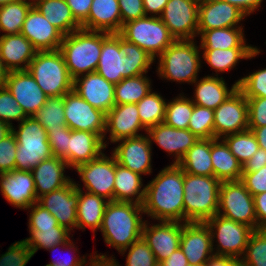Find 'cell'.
<instances>
[{
	"mask_svg": "<svg viewBox=\"0 0 266 266\" xmlns=\"http://www.w3.org/2000/svg\"><path fill=\"white\" fill-rule=\"evenodd\" d=\"M122 26L128 21L145 17L143 0H118Z\"/></svg>",
	"mask_w": 266,
	"mask_h": 266,
	"instance_id": "cell-57",
	"label": "cell"
},
{
	"mask_svg": "<svg viewBox=\"0 0 266 266\" xmlns=\"http://www.w3.org/2000/svg\"><path fill=\"white\" fill-rule=\"evenodd\" d=\"M12 133L17 140L15 170L31 171L53 156L46 129L33 116L22 120L18 130L13 126Z\"/></svg>",
	"mask_w": 266,
	"mask_h": 266,
	"instance_id": "cell-8",
	"label": "cell"
},
{
	"mask_svg": "<svg viewBox=\"0 0 266 266\" xmlns=\"http://www.w3.org/2000/svg\"><path fill=\"white\" fill-rule=\"evenodd\" d=\"M106 156L104 152L96 159L81 164L76 172L81 177L87 192L96 194L108 201H113L116 158Z\"/></svg>",
	"mask_w": 266,
	"mask_h": 266,
	"instance_id": "cell-14",
	"label": "cell"
},
{
	"mask_svg": "<svg viewBox=\"0 0 266 266\" xmlns=\"http://www.w3.org/2000/svg\"><path fill=\"white\" fill-rule=\"evenodd\" d=\"M168 1L169 0H143L145 15L148 16V13H150L153 17H156V15L160 17Z\"/></svg>",
	"mask_w": 266,
	"mask_h": 266,
	"instance_id": "cell-63",
	"label": "cell"
},
{
	"mask_svg": "<svg viewBox=\"0 0 266 266\" xmlns=\"http://www.w3.org/2000/svg\"><path fill=\"white\" fill-rule=\"evenodd\" d=\"M211 144L212 138L198 139L188 149L178 165L188 174L213 176Z\"/></svg>",
	"mask_w": 266,
	"mask_h": 266,
	"instance_id": "cell-36",
	"label": "cell"
},
{
	"mask_svg": "<svg viewBox=\"0 0 266 266\" xmlns=\"http://www.w3.org/2000/svg\"><path fill=\"white\" fill-rule=\"evenodd\" d=\"M78 188V205H77V225L78 229L90 228L94 234L96 229H100L104 211L108 200L96 194L85 192L81 189L80 184H76Z\"/></svg>",
	"mask_w": 266,
	"mask_h": 266,
	"instance_id": "cell-32",
	"label": "cell"
},
{
	"mask_svg": "<svg viewBox=\"0 0 266 266\" xmlns=\"http://www.w3.org/2000/svg\"><path fill=\"white\" fill-rule=\"evenodd\" d=\"M73 90L94 108L106 114L115 106V84L108 82L97 72L74 79Z\"/></svg>",
	"mask_w": 266,
	"mask_h": 266,
	"instance_id": "cell-22",
	"label": "cell"
},
{
	"mask_svg": "<svg viewBox=\"0 0 266 266\" xmlns=\"http://www.w3.org/2000/svg\"><path fill=\"white\" fill-rule=\"evenodd\" d=\"M150 80L146 75L142 74L124 78L118 84H115V105L137 104L152 90Z\"/></svg>",
	"mask_w": 266,
	"mask_h": 266,
	"instance_id": "cell-39",
	"label": "cell"
},
{
	"mask_svg": "<svg viewBox=\"0 0 266 266\" xmlns=\"http://www.w3.org/2000/svg\"><path fill=\"white\" fill-rule=\"evenodd\" d=\"M154 266H162L160 263H156Z\"/></svg>",
	"mask_w": 266,
	"mask_h": 266,
	"instance_id": "cell-74",
	"label": "cell"
},
{
	"mask_svg": "<svg viewBox=\"0 0 266 266\" xmlns=\"http://www.w3.org/2000/svg\"><path fill=\"white\" fill-rule=\"evenodd\" d=\"M248 129V102L237 90L214 110V138H223Z\"/></svg>",
	"mask_w": 266,
	"mask_h": 266,
	"instance_id": "cell-15",
	"label": "cell"
},
{
	"mask_svg": "<svg viewBox=\"0 0 266 266\" xmlns=\"http://www.w3.org/2000/svg\"><path fill=\"white\" fill-rule=\"evenodd\" d=\"M241 259L248 266H266V230L254 231Z\"/></svg>",
	"mask_w": 266,
	"mask_h": 266,
	"instance_id": "cell-47",
	"label": "cell"
},
{
	"mask_svg": "<svg viewBox=\"0 0 266 266\" xmlns=\"http://www.w3.org/2000/svg\"><path fill=\"white\" fill-rule=\"evenodd\" d=\"M19 0H0V6L7 5L9 3L17 2Z\"/></svg>",
	"mask_w": 266,
	"mask_h": 266,
	"instance_id": "cell-71",
	"label": "cell"
},
{
	"mask_svg": "<svg viewBox=\"0 0 266 266\" xmlns=\"http://www.w3.org/2000/svg\"><path fill=\"white\" fill-rule=\"evenodd\" d=\"M119 35L156 60L175 38L160 17L145 16L123 24Z\"/></svg>",
	"mask_w": 266,
	"mask_h": 266,
	"instance_id": "cell-9",
	"label": "cell"
},
{
	"mask_svg": "<svg viewBox=\"0 0 266 266\" xmlns=\"http://www.w3.org/2000/svg\"><path fill=\"white\" fill-rule=\"evenodd\" d=\"M243 27H227L204 31L200 49L257 48L247 45Z\"/></svg>",
	"mask_w": 266,
	"mask_h": 266,
	"instance_id": "cell-38",
	"label": "cell"
},
{
	"mask_svg": "<svg viewBox=\"0 0 266 266\" xmlns=\"http://www.w3.org/2000/svg\"><path fill=\"white\" fill-rule=\"evenodd\" d=\"M188 129L199 139L214 138V110L194 104Z\"/></svg>",
	"mask_w": 266,
	"mask_h": 266,
	"instance_id": "cell-46",
	"label": "cell"
},
{
	"mask_svg": "<svg viewBox=\"0 0 266 266\" xmlns=\"http://www.w3.org/2000/svg\"><path fill=\"white\" fill-rule=\"evenodd\" d=\"M64 114L66 125L71 130L93 132L103 141L106 139V113L94 108L74 90L64 95Z\"/></svg>",
	"mask_w": 266,
	"mask_h": 266,
	"instance_id": "cell-12",
	"label": "cell"
},
{
	"mask_svg": "<svg viewBox=\"0 0 266 266\" xmlns=\"http://www.w3.org/2000/svg\"><path fill=\"white\" fill-rule=\"evenodd\" d=\"M146 134L151 142H156L165 152L174 155L175 165L199 139L189 129H176L164 122L149 128Z\"/></svg>",
	"mask_w": 266,
	"mask_h": 266,
	"instance_id": "cell-26",
	"label": "cell"
},
{
	"mask_svg": "<svg viewBox=\"0 0 266 266\" xmlns=\"http://www.w3.org/2000/svg\"><path fill=\"white\" fill-rule=\"evenodd\" d=\"M17 140L11 132L0 142V174L15 170Z\"/></svg>",
	"mask_w": 266,
	"mask_h": 266,
	"instance_id": "cell-53",
	"label": "cell"
},
{
	"mask_svg": "<svg viewBox=\"0 0 266 266\" xmlns=\"http://www.w3.org/2000/svg\"><path fill=\"white\" fill-rule=\"evenodd\" d=\"M102 47V32L80 28L63 37L59 50L71 78L96 72Z\"/></svg>",
	"mask_w": 266,
	"mask_h": 266,
	"instance_id": "cell-4",
	"label": "cell"
},
{
	"mask_svg": "<svg viewBox=\"0 0 266 266\" xmlns=\"http://www.w3.org/2000/svg\"><path fill=\"white\" fill-rule=\"evenodd\" d=\"M194 103L180 94L166 103L164 123L176 129H188Z\"/></svg>",
	"mask_w": 266,
	"mask_h": 266,
	"instance_id": "cell-45",
	"label": "cell"
},
{
	"mask_svg": "<svg viewBox=\"0 0 266 266\" xmlns=\"http://www.w3.org/2000/svg\"><path fill=\"white\" fill-rule=\"evenodd\" d=\"M142 183L140 174L119 165L116 161L113 201L132 202L143 205L145 200V187H143Z\"/></svg>",
	"mask_w": 266,
	"mask_h": 266,
	"instance_id": "cell-34",
	"label": "cell"
},
{
	"mask_svg": "<svg viewBox=\"0 0 266 266\" xmlns=\"http://www.w3.org/2000/svg\"><path fill=\"white\" fill-rule=\"evenodd\" d=\"M75 244L72 242V240H69L66 244H56L54 245L52 248L50 249H47L50 251H54L55 249H58L59 246H63V248L67 249L68 248L70 249L69 252L71 250L77 252V247L74 246ZM53 253V252H52ZM71 256V255H70ZM87 263V260H86V256L84 257H79V258H74V257H70V258H60V259H55V260H52L49 264H46L48 266H89V265H86Z\"/></svg>",
	"mask_w": 266,
	"mask_h": 266,
	"instance_id": "cell-58",
	"label": "cell"
},
{
	"mask_svg": "<svg viewBox=\"0 0 266 266\" xmlns=\"http://www.w3.org/2000/svg\"><path fill=\"white\" fill-rule=\"evenodd\" d=\"M266 166V150L259 148L258 151L243 165V172H255Z\"/></svg>",
	"mask_w": 266,
	"mask_h": 266,
	"instance_id": "cell-61",
	"label": "cell"
},
{
	"mask_svg": "<svg viewBox=\"0 0 266 266\" xmlns=\"http://www.w3.org/2000/svg\"><path fill=\"white\" fill-rule=\"evenodd\" d=\"M231 5L236 6L242 12H244L247 16L251 13H254L256 9L261 6V2L263 0H222Z\"/></svg>",
	"mask_w": 266,
	"mask_h": 266,
	"instance_id": "cell-62",
	"label": "cell"
},
{
	"mask_svg": "<svg viewBox=\"0 0 266 266\" xmlns=\"http://www.w3.org/2000/svg\"><path fill=\"white\" fill-rule=\"evenodd\" d=\"M81 27L86 30L119 34L122 19L118 0H93L87 20Z\"/></svg>",
	"mask_w": 266,
	"mask_h": 266,
	"instance_id": "cell-30",
	"label": "cell"
},
{
	"mask_svg": "<svg viewBox=\"0 0 266 266\" xmlns=\"http://www.w3.org/2000/svg\"><path fill=\"white\" fill-rule=\"evenodd\" d=\"M147 129L142 125L136 104L127 103L115 105L106 114V129L105 136L109 132L111 143L118 140L140 136L139 130Z\"/></svg>",
	"mask_w": 266,
	"mask_h": 266,
	"instance_id": "cell-25",
	"label": "cell"
},
{
	"mask_svg": "<svg viewBox=\"0 0 266 266\" xmlns=\"http://www.w3.org/2000/svg\"><path fill=\"white\" fill-rule=\"evenodd\" d=\"M141 213V214H140ZM143 205L132 202L109 201L106 205L100 231L107 245L120 253L142 237L145 223L141 217Z\"/></svg>",
	"mask_w": 266,
	"mask_h": 266,
	"instance_id": "cell-3",
	"label": "cell"
},
{
	"mask_svg": "<svg viewBox=\"0 0 266 266\" xmlns=\"http://www.w3.org/2000/svg\"><path fill=\"white\" fill-rule=\"evenodd\" d=\"M255 135L259 148L266 150V126L260 128H248Z\"/></svg>",
	"mask_w": 266,
	"mask_h": 266,
	"instance_id": "cell-67",
	"label": "cell"
},
{
	"mask_svg": "<svg viewBox=\"0 0 266 266\" xmlns=\"http://www.w3.org/2000/svg\"><path fill=\"white\" fill-rule=\"evenodd\" d=\"M0 190L11 205L20 209L28 210L31 205L38 202L31 171L13 170L0 174Z\"/></svg>",
	"mask_w": 266,
	"mask_h": 266,
	"instance_id": "cell-24",
	"label": "cell"
},
{
	"mask_svg": "<svg viewBox=\"0 0 266 266\" xmlns=\"http://www.w3.org/2000/svg\"><path fill=\"white\" fill-rule=\"evenodd\" d=\"M90 263L89 266H120L118 264V262L116 261V259H114L115 257H107V255L105 254H97L96 255H90ZM93 256V257H92Z\"/></svg>",
	"mask_w": 266,
	"mask_h": 266,
	"instance_id": "cell-65",
	"label": "cell"
},
{
	"mask_svg": "<svg viewBox=\"0 0 266 266\" xmlns=\"http://www.w3.org/2000/svg\"><path fill=\"white\" fill-rule=\"evenodd\" d=\"M246 98L266 97V68L236 81Z\"/></svg>",
	"mask_w": 266,
	"mask_h": 266,
	"instance_id": "cell-49",
	"label": "cell"
},
{
	"mask_svg": "<svg viewBox=\"0 0 266 266\" xmlns=\"http://www.w3.org/2000/svg\"><path fill=\"white\" fill-rule=\"evenodd\" d=\"M152 56L122 38L119 34L102 32V47L96 72L108 82L118 84L124 78L146 74Z\"/></svg>",
	"mask_w": 266,
	"mask_h": 266,
	"instance_id": "cell-1",
	"label": "cell"
},
{
	"mask_svg": "<svg viewBox=\"0 0 266 266\" xmlns=\"http://www.w3.org/2000/svg\"><path fill=\"white\" fill-rule=\"evenodd\" d=\"M166 103L160 94L151 90L136 104L140 121L147 130L164 122Z\"/></svg>",
	"mask_w": 266,
	"mask_h": 266,
	"instance_id": "cell-42",
	"label": "cell"
},
{
	"mask_svg": "<svg viewBox=\"0 0 266 266\" xmlns=\"http://www.w3.org/2000/svg\"><path fill=\"white\" fill-rule=\"evenodd\" d=\"M193 84L196 85V88L194 89V98H190L192 102L212 110H215L238 88L236 82L229 89L222 77L209 75L203 77V79L195 80Z\"/></svg>",
	"mask_w": 266,
	"mask_h": 266,
	"instance_id": "cell-31",
	"label": "cell"
},
{
	"mask_svg": "<svg viewBox=\"0 0 266 266\" xmlns=\"http://www.w3.org/2000/svg\"><path fill=\"white\" fill-rule=\"evenodd\" d=\"M188 266H205V265H191V264H189Z\"/></svg>",
	"mask_w": 266,
	"mask_h": 266,
	"instance_id": "cell-73",
	"label": "cell"
},
{
	"mask_svg": "<svg viewBox=\"0 0 266 266\" xmlns=\"http://www.w3.org/2000/svg\"><path fill=\"white\" fill-rule=\"evenodd\" d=\"M184 171L179 165L164 167L145 186L144 214L155 220L184 223Z\"/></svg>",
	"mask_w": 266,
	"mask_h": 266,
	"instance_id": "cell-2",
	"label": "cell"
},
{
	"mask_svg": "<svg viewBox=\"0 0 266 266\" xmlns=\"http://www.w3.org/2000/svg\"><path fill=\"white\" fill-rule=\"evenodd\" d=\"M221 181L184 172V223H204L218 212Z\"/></svg>",
	"mask_w": 266,
	"mask_h": 266,
	"instance_id": "cell-5",
	"label": "cell"
},
{
	"mask_svg": "<svg viewBox=\"0 0 266 266\" xmlns=\"http://www.w3.org/2000/svg\"><path fill=\"white\" fill-rule=\"evenodd\" d=\"M162 266H188L189 263L180 247L175 250L167 259L160 262Z\"/></svg>",
	"mask_w": 266,
	"mask_h": 266,
	"instance_id": "cell-64",
	"label": "cell"
},
{
	"mask_svg": "<svg viewBox=\"0 0 266 266\" xmlns=\"http://www.w3.org/2000/svg\"><path fill=\"white\" fill-rule=\"evenodd\" d=\"M0 266H26L33 253L24 240L13 243L0 255Z\"/></svg>",
	"mask_w": 266,
	"mask_h": 266,
	"instance_id": "cell-51",
	"label": "cell"
},
{
	"mask_svg": "<svg viewBox=\"0 0 266 266\" xmlns=\"http://www.w3.org/2000/svg\"><path fill=\"white\" fill-rule=\"evenodd\" d=\"M38 203L54 215L58 224L71 232L77 225L78 188L75 181L41 196Z\"/></svg>",
	"mask_w": 266,
	"mask_h": 266,
	"instance_id": "cell-18",
	"label": "cell"
},
{
	"mask_svg": "<svg viewBox=\"0 0 266 266\" xmlns=\"http://www.w3.org/2000/svg\"><path fill=\"white\" fill-rule=\"evenodd\" d=\"M117 142L120 144L114 148L112 154L119 165L140 175L152 173V142L148 135L125 138L115 143Z\"/></svg>",
	"mask_w": 266,
	"mask_h": 266,
	"instance_id": "cell-17",
	"label": "cell"
},
{
	"mask_svg": "<svg viewBox=\"0 0 266 266\" xmlns=\"http://www.w3.org/2000/svg\"><path fill=\"white\" fill-rule=\"evenodd\" d=\"M9 70L6 68L4 62L0 59V88L5 86Z\"/></svg>",
	"mask_w": 266,
	"mask_h": 266,
	"instance_id": "cell-68",
	"label": "cell"
},
{
	"mask_svg": "<svg viewBox=\"0 0 266 266\" xmlns=\"http://www.w3.org/2000/svg\"><path fill=\"white\" fill-rule=\"evenodd\" d=\"M5 86L28 117H32L46 103L48 96L28 70L9 72Z\"/></svg>",
	"mask_w": 266,
	"mask_h": 266,
	"instance_id": "cell-19",
	"label": "cell"
},
{
	"mask_svg": "<svg viewBox=\"0 0 266 266\" xmlns=\"http://www.w3.org/2000/svg\"><path fill=\"white\" fill-rule=\"evenodd\" d=\"M107 143L96 133L71 130L68 148V167L76 169L79 165L98 158Z\"/></svg>",
	"mask_w": 266,
	"mask_h": 266,
	"instance_id": "cell-28",
	"label": "cell"
},
{
	"mask_svg": "<svg viewBox=\"0 0 266 266\" xmlns=\"http://www.w3.org/2000/svg\"><path fill=\"white\" fill-rule=\"evenodd\" d=\"M200 0H169L160 19L175 40H192L198 36Z\"/></svg>",
	"mask_w": 266,
	"mask_h": 266,
	"instance_id": "cell-13",
	"label": "cell"
},
{
	"mask_svg": "<svg viewBox=\"0 0 266 266\" xmlns=\"http://www.w3.org/2000/svg\"><path fill=\"white\" fill-rule=\"evenodd\" d=\"M70 7L75 20L82 25L90 12L93 0H65Z\"/></svg>",
	"mask_w": 266,
	"mask_h": 266,
	"instance_id": "cell-59",
	"label": "cell"
},
{
	"mask_svg": "<svg viewBox=\"0 0 266 266\" xmlns=\"http://www.w3.org/2000/svg\"><path fill=\"white\" fill-rule=\"evenodd\" d=\"M28 116L25 114L22 107L19 106L11 92L6 86L0 88V121L8 124L11 128L12 120L20 123Z\"/></svg>",
	"mask_w": 266,
	"mask_h": 266,
	"instance_id": "cell-48",
	"label": "cell"
},
{
	"mask_svg": "<svg viewBox=\"0 0 266 266\" xmlns=\"http://www.w3.org/2000/svg\"><path fill=\"white\" fill-rule=\"evenodd\" d=\"M30 237L23 239L33 255L41 248L50 249L56 244H66L71 232L60 225L47 229H29Z\"/></svg>",
	"mask_w": 266,
	"mask_h": 266,
	"instance_id": "cell-41",
	"label": "cell"
},
{
	"mask_svg": "<svg viewBox=\"0 0 266 266\" xmlns=\"http://www.w3.org/2000/svg\"><path fill=\"white\" fill-rule=\"evenodd\" d=\"M34 6L64 36L82 28L75 20L65 0H41L37 1Z\"/></svg>",
	"mask_w": 266,
	"mask_h": 266,
	"instance_id": "cell-35",
	"label": "cell"
},
{
	"mask_svg": "<svg viewBox=\"0 0 266 266\" xmlns=\"http://www.w3.org/2000/svg\"><path fill=\"white\" fill-rule=\"evenodd\" d=\"M240 181L252 196L266 192V166L255 172H242Z\"/></svg>",
	"mask_w": 266,
	"mask_h": 266,
	"instance_id": "cell-56",
	"label": "cell"
},
{
	"mask_svg": "<svg viewBox=\"0 0 266 266\" xmlns=\"http://www.w3.org/2000/svg\"><path fill=\"white\" fill-rule=\"evenodd\" d=\"M230 266H248L241 258L230 257Z\"/></svg>",
	"mask_w": 266,
	"mask_h": 266,
	"instance_id": "cell-70",
	"label": "cell"
},
{
	"mask_svg": "<svg viewBox=\"0 0 266 266\" xmlns=\"http://www.w3.org/2000/svg\"><path fill=\"white\" fill-rule=\"evenodd\" d=\"M211 159L213 177L221 182L241 179L243 166L229 150L223 139L212 138Z\"/></svg>",
	"mask_w": 266,
	"mask_h": 266,
	"instance_id": "cell-33",
	"label": "cell"
},
{
	"mask_svg": "<svg viewBox=\"0 0 266 266\" xmlns=\"http://www.w3.org/2000/svg\"><path fill=\"white\" fill-rule=\"evenodd\" d=\"M203 59L217 72L229 71L236 66L241 59H252L260 53L258 48H229V49H201Z\"/></svg>",
	"mask_w": 266,
	"mask_h": 266,
	"instance_id": "cell-37",
	"label": "cell"
},
{
	"mask_svg": "<svg viewBox=\"0 0 266 266\" xmlns=\"http://www.w3.org/2000/svg\"><path fill=\"white\" fill-rule=\"evenodd\" d=\"M27 70L48 97L64 96L73 90L74 80L59 49L37 51Z\"/></svg>",
	"mask_w": 266,
	"mask_h": 266,
	"instance_id": "cell-7",
	"label": "cell"
},
{
	"mask_svg": "<svg viewBox=\"0 0 266 266\" xmlns=\"http://www.w3.org/2000/svg\"><path fill=\"white\" fill-rule=\"evenodd\" d=\"M33 117L46 129L68 127L64 114V96L47 97L46 103L33 115Z\"/></svg>",
	"mask_w": 266,
	"mask_h": 266,
	"instance_id": "cell-43",
	"label": "cell"
},
{
	"mask_svg": "<svg viewBox=\"0 0 266 266\" xmlns=\"http://www.w3.org/2000/svg\"><path fill=\"white\" fill-rule=\"evenodd\" d=\"M38 51L58 50L64 35L33 5L28 11L21 32Z\"/></svg>",
	"mask_w": 266,
	"mask_h": 266,
	"instance_id": "cell-23",
	"label": "cell"
},
{
	"mask_svg": "<svg viewBox=\"0 0 266 266\" xmlns=\"http://www.w3.org/2000/svg\"><path fill=\"white\" fill-rule=\"evenodd\" d=\"M66 168L68 165L64 159L52 156L31 170L38 199L66 186L72 180L64 174Z\"/></svg>",
	"mask_w": 266,
	"mask_h": 266,
	"instance_id": "cell-29",
	"label": "cell"
},
{
	"mask_svg": "<svg viewBox=\"0 0 266 266\" xmlns=\"http://www.w3.org/2000/svg\"><path fill=\"white\" fill-rule=\"evenodd\" d=\"M210 230L212 246H217L213 250L216 255H224L232 258L243 256L248 240L254 230L233 220L227 219L219 214L204 222ZM219 244L214 245V239Z\"/></svg>",
	"mask_w": 266,
	"mask_h": 266,
	"instance_id": "cell-11",
	"label": "cell"
},
{
	"mask_svg": "<svg viewBox=\"0 0 266 266\" xmlns=\"http://www.w3.org/2000/svg\"><path fill=\"white\" fill-rule=\"evenodd\" d=\"M247 15L239 8L222 0H200L198 8V35L206 30L243 27L238 23Z\"/></svg>",
	"mask_w": 266,
	"mask_h": 266,
	"instance_id": "cell-20",
	"label": "cell"
},
{
	"mask_svg": "<svg viewBox=\"0 0 266 266\" xmlns=\"http://www.w3.org/2000/svg\"><path fill=\"white\" fill-rule=\"evenodd\" d=\"M180 249L191 265H205L214 254L209 227L201 222L183 223Z\"/></svg>",
	"mask_w": 266,
	"mask_h": 266,
	"instance_id": "cell-21",
	"label": "cell"
},
{
	"mask_svg": "<svg viewBox=\"0 0 266 266\" xmlns=\"http://www.w3.org/2000/svg\"><path fill=\"white\" fill-rule=\"evenodd\" d=\"M51 153L54 157L62 158L68 165V148L71 129L69 127H59L47 133Z\"/></svg>",
	"mask_w": 266,
	"mask_h": 266,
	"instance_id": "cell-52",
	"label": "cell"
},
{
	"mask_svg": "<svg viewBox=\"0 0 266 266\" xmlns=\"http://www.w3.org/2000/svg\"><path fill=\"white\" fill-rule=\"evenodd\" d=\"M159 224L148 226L145 220L142 238L152 250L156 262L167 259L180 247L183 222L159 220Z\"/></svg>",
	"mask_w": 266,
	"mask_h": 266,
	"instance_id": "cell-16",
	"label": "cell"
},
{
	"mask_svg": "<svg viewBox=\"0 0 266 266\" xmlns=\"http://www.w3.org/2000/svg\"><path fill=\"white\" fill-rule=\"evenodd\" d=\"M11 132H12V128L8 124L4 123L3 121H0V142Z\"/></svg>",
	"mask_w": 266,
	"mask_h": 266,
	"instance_id": "cell-69",
	"label": "cell"
},
{
	"mask_svg": "<svg viewBox=\"0 0 266 266\" xmlns=\"http://www.w3.org/2000/svg\"><path fill=\"white\" fill-rule=\"evenodd\" d=\"M32 6L31 0H19L0 6V31L5 32L2 35L19 34Z\"/></svg>",
	"mask_w": 266,
	"mask_h": 266,
	"instance_id": "cell-40",
	"label": "cell"
},
{
	"mask_svg": "<svg viewBox=\"0 0 266 266\" xmlns=\"http://www.w3.org/2000/svg\"><path fill=\"white\" fill-rule=\"evenodd\" d=\"M199 48L194 39L175 40L158 57V76L173 82L192 84L201 68Z\"/></svg>",
	"mask_w": 266,
	"mask_h": 266,
	"instance_id": "cell-6",
	"label": "cell"
},
{
	"mask_svg": "<svg viewBox=\"0 0 266 266\" xmlns=\"http://www.w3.org/2000/svg\"><path fill=\"white\" fill-rule=\"evenodd\" d=\"M29 216V229H47L58 226V222L53 214L41 206L38 202L31 205Z\"/></svg>",
	"mask_w": 266,
	"mask_h": 266,
	"instance_id": "cell-54",
	"label": "cell"
},
{
	"mask_svg": "<svg viewBox=\"0 0 266 266\" xmlns=\"http://www.w3.org/2000/svg\"><path fill=\"white\" fill-rule=\"evenodd\" d=\"M37 51L21 33L0 36V59L9 72L27 70Z\"/></svg>",
	"mask_w": 266,
	"mask_h": 266,
	"instance_id": "cell-27",
	"label": "cell"
},
{
	"mask_svg": "<svg viewBox=\"0 0 266 266\" xmlns=\"http://www.w3.org/2000/svg\"><path fill=\"white\" fill-rule=\"evenodd\" d=\"M246 99L248 102V128L266 126V97Z\"/></svg>",
	"mask_w": 266,
	"mask_h": 266,
	"instance_id": "cell-55",
	"label": "cell"
},
{
	"mask_svg": "<svg viewBox=\"0 0 266 266\" xmlns=\"http://www.w3.org/2000/svg\"><path fill=\"white\" fill-rule=\"evenodd\" d=\"M127 249L129 252L125 266H154L157 263L152 250L142 237L121 251L120 254L124 255Z\"/></svg>",
	"mask_w": 266,
	"mask_h": 266,
	"instance_id": "cell-50",
	"label": "cell"
},
{
	"mask_svg": "<svg viewBox=\"0 0 266 266\" xmlns=\"http://www.w3.org/2000/svg\"><path fill=\"white\" fill-rule=\"evenodd\" d=\"M205 266H230V257L213 254L205 263Z\"/></svg>",
	"mask_w": 266,
	"mask_h": 266,
	"instance_id": "cell-66",
	"label": "cell"
},
{
	"mask_svg": "<svg viewBox=\"0 0 266 266\" xmlns=\"http://www.w3.org/2000/svg\"><path fill=\"white\" fill-rule=\"evenodd\" d=\"M37 1H41V0H31V2L33 3V5H34Z\"/></svg>",
	"mask_w": 266,
	"mask_h": 266,
	"instance_id": "cell-72",
	"label": "cell"
},
{
	"mask_svg": "<svg viewBox=\"0 0 266 266\" xmlns=\"http://www.w3.org/2000/svg\"><path fill=\"white\" fill-rule=\"evenodd\" d=\"M217 214L257 230L253 196L240 180L221 182Z\"/></svg>",
	"mask_w": 266,
	"mask_h": 266,
	"instance_id": "cell-10",
	"label": "cell"
},
{
	"mask_svg": "<svg viewBox=\"0 0 266 266\" xmlns=\"http://www.w3.org/2000/svg\"><path fill=\"white\" fill-rule=\"evenodd\" d=\"M229 150L244 165L259 149L255 135L250 129L223 137Z\"/></svg>",
	"mask_w": 266,
	"mask_h": 266,
	"instance_id": "cell-44",
	"label": "cell"
},
{
	"mask_svg": "<svg viewBox=\"0 0 266 266\" xmlns=\"http://www.w3.org/2000/svg\"><path fill=\"white\" fill-rule=\"evenodd\" d=\"M257 230H266V192L253 196Z\"/></svg>",
	"mask_w": 266,
	"mask_h": 266,
	"instance_id": "cell-60",
	"label": "cell"
}]
</instances>
